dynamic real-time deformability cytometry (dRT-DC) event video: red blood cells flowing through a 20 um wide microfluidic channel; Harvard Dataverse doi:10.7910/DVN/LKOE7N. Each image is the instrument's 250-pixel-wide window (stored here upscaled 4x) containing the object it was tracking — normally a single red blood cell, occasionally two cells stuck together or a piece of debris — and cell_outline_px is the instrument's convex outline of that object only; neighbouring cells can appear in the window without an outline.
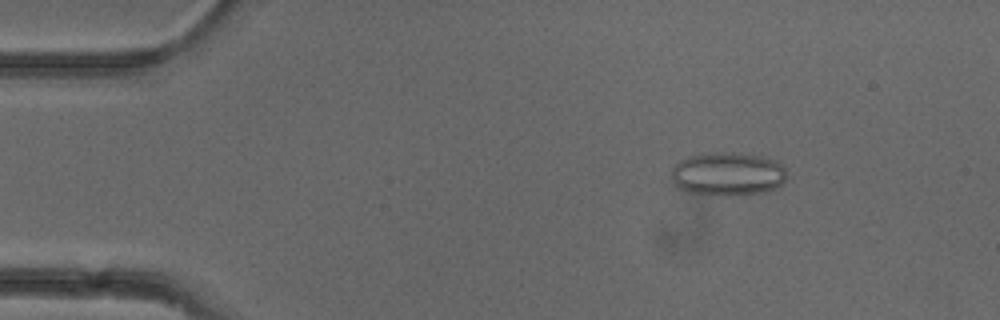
{"species": "common noctule bat (a hibernating species)", "species_latin": "Nyctalus noctula", "temperature_condition": "cold", "stored_images_in_passage": 52, "camera_frame_rate_fps": 3000, "um_per_image_px": 0.085, "animal": {"sex": "female"}, "frame": {"image": 1, "passage_image": 8, "time_ms": 2.333, "image_size_px": [1000, 320], "cell_outline_px": [[784, 180], [776, 188], [764, 192], [728, 196], [720, 196], [688, 192], [676, 188], [672, 176], [672, 168], [680, 160], [692, 156], [712, 152], [732, 152], [764, 156], [780, 164], [784, 168]], "centroid_in_image_um": [61.82, 14.8], "position_along_channel_um": 23.2, "area_um2": 29.19}}
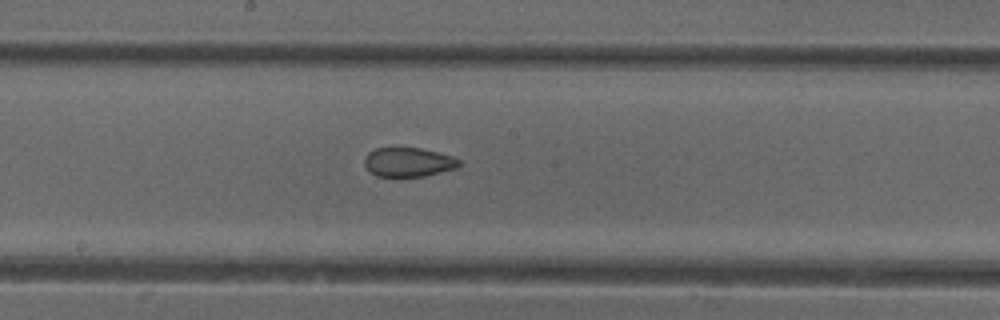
{"frame": {"image": 2, "passage_image": 28, "time_ms": 9.0, "image_size_px": [1000, 320], "cell_outline_px": [[460, 164], [456, 168], [424, 176], [376, 176], [368, 172], [364, 164], [364, 156], [368, 152], [376, 148], [420, 148], [452, 156], [460, 160]], "centroid_in_image_um": [34.66, 13.78], "position_along_channel_um": 213.5, "area_um2": 16.07}}
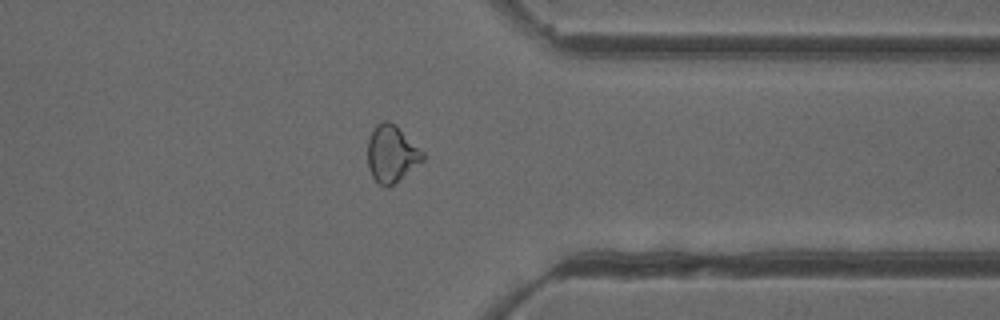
{"frame": {"image": 3, "passage_image": 41, "time_ms": 13.333, "image_size_px": [1000, 320], "cell_outline_px": [[424, 160], [388, 188], [384, 188], [372, 176], [368, 168], [368, 140], [376, 124], [384, 120], [388, 120], [396, 124], [424, 152]], "centroid_in_image_um": [33.29, 13.06], "position_along_channel_um": 378.1, "area_um2": 18.32}, "authors_computed_cell_mechanics": {"area_um2": 19.4208, "velocity_mm_per_s": 3.9642, "shape_relaxation_time_tau1_ms": null, "shape_relaxation_time_tau2_ms": 1.9498, "deformation_change_tau1": null, "deformation_change_tau2": 0.0785}}